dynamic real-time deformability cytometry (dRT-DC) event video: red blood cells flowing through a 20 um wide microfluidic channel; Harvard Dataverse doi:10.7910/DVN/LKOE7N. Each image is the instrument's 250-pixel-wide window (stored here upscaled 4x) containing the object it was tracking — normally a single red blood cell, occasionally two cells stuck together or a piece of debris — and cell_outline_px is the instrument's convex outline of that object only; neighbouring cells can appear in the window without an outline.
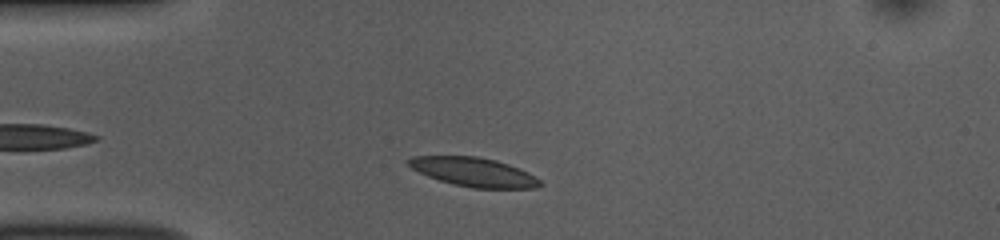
{"species": "common noctule bat (a hibernating species)", "species_latin": "Nyctalus noctula", "temperature_condition": "room temperature", "stored_images_in_passage": 40, "camera_frame_rate_fps": 3000, "um_per_image_px": 0.085, "animal": {"sex": "female", "body_mass_g": 10.0, "forearm_length_mm": 53.1}, "frame": {"image": 1, "passage_image": 4, "time_ms": 1.0, "image_size_px": [1000, 240], "cell_outline_px": [[544, 184], [536, 188], [472, 188], [452, 184], [428, 176], [412, 168], [404, 160], [412, 156], [476, 156], [496, 160], [508, 164], [528, 172], [536, 176]], "centroid_in_image_um": [40.28, 14.62], "position_along_channel_um": 44.7, "area_um2": 22.25}}
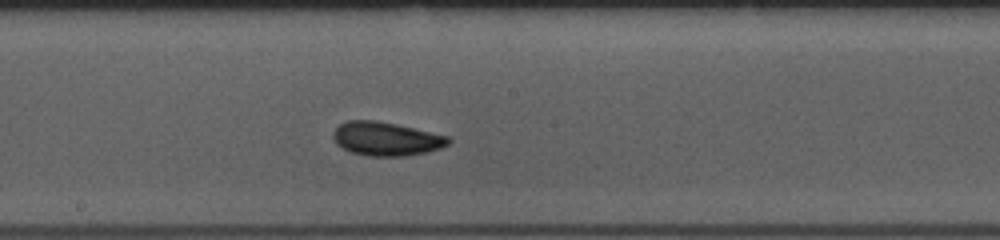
{"frame": {"image": 2, "passage_image": 19, "time_ms": 6.0, "image_size_px": [1000, 240], "cell_outline_px": [[452, 140], [448, 144], [440, 148], [428, 152], [404, 156], [368, 156], [352, 152], [336, 144], [332, 136], [332, 132], [340, 124], [348, 120], [376, 120], [396, 124], [448, 136]], "centroid_in_image_um": [32.81, 11.8], "position_along_channel_um": 215.4, "area_um2": 22.6}}
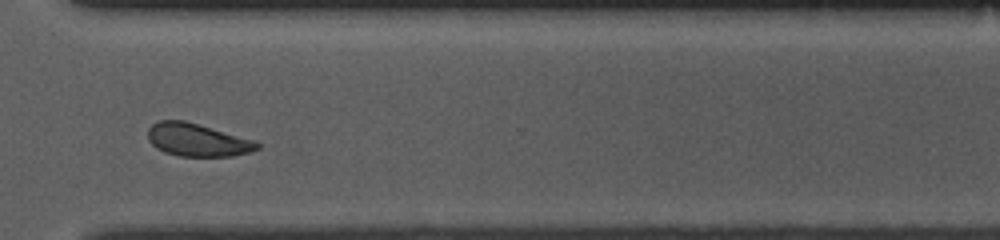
{"frame": {"image": 3, "passage_image": 30, "time_ms": 9.667, "image_size_px": [1000, 240], "cell_outline_px": [[260, 148], [252, 152], [232, 156], [180, 156], [164, 152], [156, 148], [148, 140], [148, 128], [152, 124], [160, 120], [184, 120], [252, 140], [260, 144]], "centroid_in_image_um": [16.74, 11.9], "position_along_channel_um": 353.9, "area_um2": 20.75}, "authors_computed_cell_mechanics": {"area_um2": 21.5016, "velocity_mm_per_s": 3.7796, "shape_relaxation_time_tau1_ms": 7.9005, "shape_relaxation_time_tau2_ms": 2.4564, "deformation_change_tau1": 0.2049, "deformation_change_tau2": 0.0694}}